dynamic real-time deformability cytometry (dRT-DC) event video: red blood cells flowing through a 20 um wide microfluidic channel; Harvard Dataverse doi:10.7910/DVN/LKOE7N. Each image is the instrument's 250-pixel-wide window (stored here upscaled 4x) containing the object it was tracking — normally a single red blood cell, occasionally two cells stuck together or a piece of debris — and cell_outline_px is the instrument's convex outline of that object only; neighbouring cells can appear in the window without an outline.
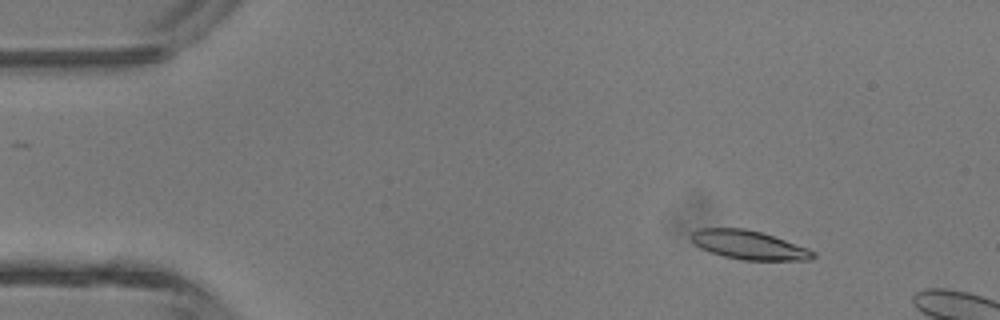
{"species": "common noctule bat (a hibernating species)", "species_latin": "Nyctalus noctula", "temperature_condition": "room temperature", "stored_images_in_passage": 5, "camera_frame_rate_fps": 3000, "um_per_image_px": 0.085, "animal": {"sex": "male", "body_mass_g": 13.3}, "frame": {"image": 1, "passage_image": 2, "time_ms": 1.333, "image_size_px": [1000, 320], "cell_outline_px": [[816, 256], [812, 260], [744, 260], [724, 256], [700, 248], [688, 236], [692, 232], [700, 228], [744, 228], [760, 232], [808, 248], [816, 252]], "centroid_in_image_um": [63.66, 20.82], "position_along_channel_um": 21.3, "area_um2": 20.35}}